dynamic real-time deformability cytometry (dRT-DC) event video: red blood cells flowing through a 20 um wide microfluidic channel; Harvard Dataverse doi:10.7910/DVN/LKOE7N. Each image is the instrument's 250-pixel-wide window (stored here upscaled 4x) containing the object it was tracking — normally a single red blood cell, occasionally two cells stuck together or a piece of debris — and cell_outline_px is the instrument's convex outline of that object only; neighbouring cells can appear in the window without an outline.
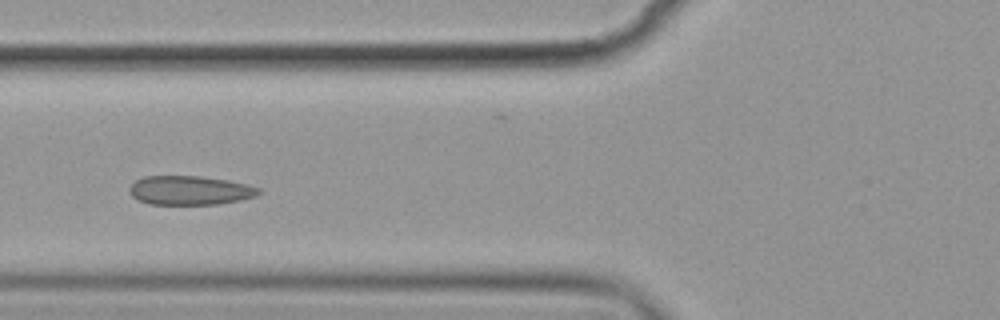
{"species": "common noctule bat (a hibernating species)", "species_latin": "Nyctalus noctula", "temperature_condition": "cold", "stored_images_in_passage": 6, "camera_frame_rate_fps": 3000, "um_per_image_px": 0.085, "animal": {"sex": "female", "body_mass_g": 19.9}, "frame": {"image": 1, "passage_image": 4, "time_ms": 3.667, "image_size_px": [1000, 320], "cell_outline_px": [[260, 192], [256, 196], [240, 200], [216, 204], [148, 204], [136, 200], [128, 192], [128, 188], [136, 180], [144, 176], [200, 176], [228, 180], [248, 184], [260, 188]], "centroid_in_image_um": [16.11, 16.18], "position_along_channel_um": 109.7, "area_um2": 22.02}}
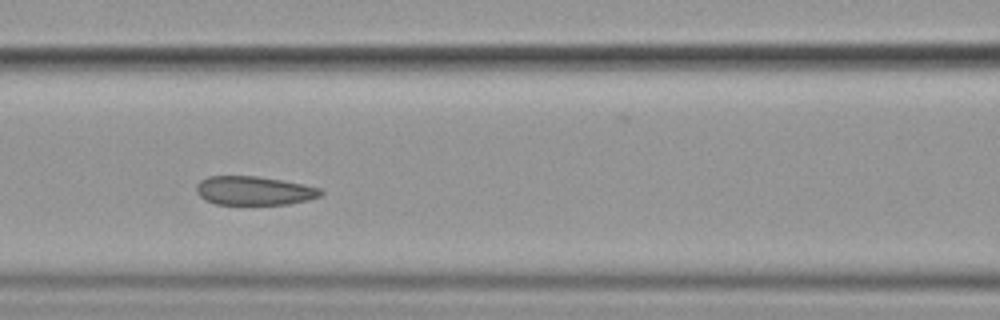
{"frame": {"image": 2, "passage_image": 5, "time_ms": 4.667, "image_size_px": [1000, 320], "cell_outline_px": [[324, 192], [320, 196], [308, 200], [288, 204], [216, 204], [204, 200], [196, 192], [196, 184], [200, 180], [208, 176], [256, 176], [304, 184], [324, 188]], "centroid_in_image_um": [21.61, 16.2], "position_along_channel_um": 145.0, "area_um2": 21.04}}
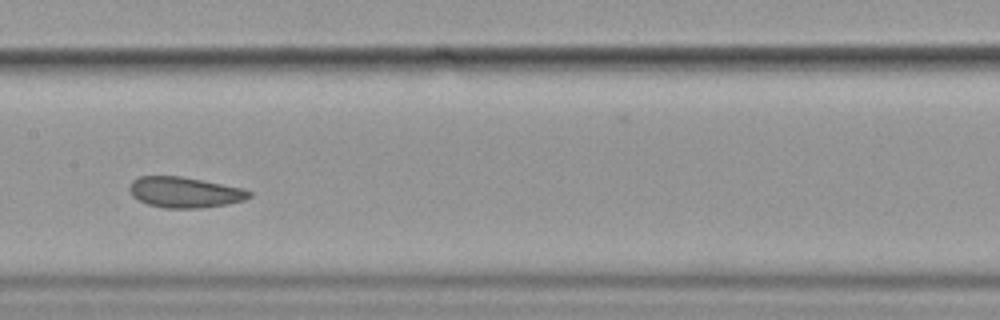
{"frame": {"image": 3, "passage_image": 6, "time_ms": 6.0, "image_size_px": [1000, 320], "cell_outline_px": [[252, 196], [244, 200], [228, 204], [204, 208], [164, 208], [148, 204], [132, 196], [128, 188], [132, 180], [140, 176], [180, 176], [244, 188], [252, 192]], "centroid_in_image_um": [15.71, 16.35], "position_along_channel_um": 191.7, "area_um2": 21.5}}